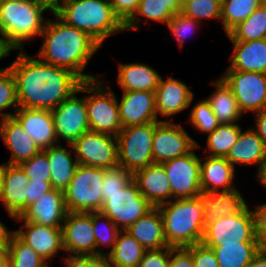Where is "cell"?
I'll return each mask as SVG.
<instances>
[{
    "mask_svg": "<svg viewBox=\"0 0 266 267\" xmlns=\"http://www.w3.org/2000/svg\"><path fill=\"white\" fill-rule=\"evenodd\" d=\"M42 151L48 158L52 188L63 191L71 182L79 165L76 157L72 158L73 153L60 143Z\"/></svg>",
    "mask_w": 266,
    "mask_h": 267,
    "instance_id": "cell-31",
    "label": "cell"
},
{
    "mask_svg": "<svg viewBox=\"0 0 266 267\" xmlns=\"http://www.w3.org/2000/svg\"><path fill=\"white\" fill-rule=\"evenodd\" d=\"M114 14L125 24L136 12L140 0H109Z\"/></svg>",
    "mask_w": 266,
    "mask_h": 267,
    "instance_id": "cell-50",
    "label": "cell"
},
{
    "mask_svg": "<svg viewBox=\"0 0 266 267\" xmlns=\"http://www.w3.org/2000/svg\"><path fill=\"white\" fill-rule=\"evenodd\" d=\"M261 4L262 0H222L221 22L226 35Z\"/></svg>",
    "mask_w": 266,
    "mask_h": 267,
    "instance_id": "cell-37",
    "label": "cell"
},
{
    "mask_svg": "<svg viewBox=\"0 0 266 267\" xmlns=\"http://www.w3.org/2000/svg\"><path fill=\"white\" fill-rule=\"evenodd\" d=\"M25 52L19 50L7 66L16 81L18 108L53 110L78 90L82 80L76 74Z\"/></svg>",
    "mask_w": 266,
    "mask_h": 267,
    "instance_id": "cell-1",
    "label": "cell"
},
{
    "mask_svg": "<svg viewBox=\"0 0 266 267\" xmlns=\"http://www.w3.org/2000/svg\"><path fill=\"white\" fill-rule=\"evenodd\" d=\"M13 117L41 150L58 144L51 110L18 108Z\"/></svg>",
    "mask_w": 266,
    "mask_h": 267,
    "instance_id": "cell-20",
    "label": "cell"
},
{
    "mask_svg": "<svg viewBox=\"0 0 266 267\" xmlns=\"http://www.w3.org/2000/svg\"><path fill=\"white\" fill-rule=\"evenodd\" d=\"M145 251L127 231H120L115 246L105 257L112 267H138Z\"/></svg>",
    "mask_w": 266,
    "mask_h": 267,
    "instance_id": "cell-33",
    "label": "cell"
},
{
    "mask_svg": "<svg viewBox=\"0 0 266 267\" xmlns=\"http://www.w3.org/2000/svg\"><path fill=\"white\" fill-rule=\"evenodd\" d=\"M222 0H187L183 3L182 13L198 22L202 19L221 21Z\"/></svg>",
    "mask_w": 266,
    "mask_h": 267,
    "instance_id": "cell-41",
    "label": "cell"
},
{
    "mask_svg": "<svg viewBox=\"0 0 266 267\" xmlns=\"http://www.w3.org/2000/svg\"><path fill=\"white\" fill-rule=\"evenodd\" d=\"M118 85L123 91H151L158 87L160 75L147 64L128 63L118 65Z\"/></svg>",
    "mask_w": 266,
    "mask_h": 267,
    "instance_id": "cell-30",
    "label": "cell"
},
{
    "mask_svg": "<svg viewBox=\"0 0 266 267\" xmlns=\"http://www.w3.org/2000/svg\"><path fill=\"white\" fill-rule=\"evenodd\" d=\"M228 35L235 41H255L266 38V4L262 3Z\"/></svg>",
    "mask_w": 266,
    "mask_h": 267,
    "instance_id": "cell-36",
    "label": "cell"
},
{
    "mask_svg": "<svg viewBox=\"0 0 266 267\" xmlns=\"http://www.w3.org/2000/svg\"><path fill=\"white\" fill-rule=\"evenodd\" d=\"M199 24L201 23L193 18L187 17L181 12L173 15L167 26L169 28L168 30L173 34V37L176 38L179 48L182 49L187 36L189 34L191 35V32L194 33L193 31L200 26Z\"/></svg>",
    "mask_w": 266,
    "mask_h": 267,
    "instance_id": "cell-46",
    "label": "cell"
},
{
    "mask_svg": "<svg viewBox=\"0 0 266 267\" xmlns=\"http://www.w3.org/2000/svg\"><path fill=\"white\" fill-rule=\"evenodd\" d=\"M25 229V230H24ZM15 234L32 247L48 264L58 252L63 250L62 227H51L23 221Z\"/></svg>",
    "mask_w": 266,
    "mask_h": 267,
    "instance_id": "cell-18",
    "label": "cell"
},
{
    "mask_svg": "<svg viewBox=\"0 0 266 267\" xmlns=\"http://www.w3.org/2000/svg\"><path fill=\"white\" fill-rule=\"evenodd\" d=\"M51 13H56L67 0H36Z\"/></svg>",
    "mask_w": 266,
    "mask_h": 267,
    "instance_id": "cell-57",
    "label": "cell"
},
{
    "mask_svg": "<svg viewBox=\"0 0 266 267\" xmlns=\"http://www.w3.org/2000/svg\"><path fill=\"white\" fill-rule=\"evenodd\" d=\"M201 148L199 143L188 154L162 163L169 179L172 199L201 196L200 157L194 152Z\"/></svg>",
    "mask_w": 266,
    "mask_h": 267,
    "instance_id": "cell-14",
    "label": "cell"
},
{
    "mask_svg": "<svg viewBox=\"0 0 266 267\" xmlns=\"http://www.w3.org/2000/svg\"><path fill=\"white\" fill-rule=\"evenodd\" d=\"M29 181L28 176L19 165H6L0 201L14 220L25 211V185Z\"/></svg>",
    "mask_w": 266,
    "mask_h": 267,
    "instance_id": "cell-25",
    "label": "cell"
},
{
    "mask_svg": "<svg viewBox=\"0 0 266 267\" xmlns=\"http://www.w3.org/2000/svg\"><path fill=\"white\" fill-rule=\"evenodd\" d=\"M119 107V118L123 127L145 125L159 120L156 113L155 92L123 91Z\"/></svg>",
    "mask_w": 266,
    "mask_h": 267,
    "instance_id": "cell-17",
    "label": "cell"
},
{
    "mask_svg": "<svg viewBox=\"0 0 266 267\" xmlns=\"http://www.w3.org/2000/svg\"><path fill=\"white\" fill-rule=\"evenodd\" d=\"M55 21L47 19L40 36L43 43L37 58L50 65L66 68L82 81L100 78L99 74L83 73L89 60L101 47L86 32L64 22L56 13Z\"/></svg>",
    "mask_w": 266,
    "mask_h": 267,
    "instance_id": "cell-2",
    "label": "cell"
},
{
    "mask_svg": "<svg viewBox=\"0 0 266 267\" xmlns=\"http://www.w3.org/2000/svg\"><path fill=\"white\" fill-rule=\"evenodd\" d=\"M0 138L11 152L10 165H20L41 151L14 117L0 119Z\"/></svg>",
    "mask_w": 266,
    "mask_h": 267,
    "instance_id": "cell-21",
    "label": "cell"
},
{
    "mask_svg": "<svg viewBox=\"0 0 266 267\" xmlns=\"http://www.w3.org/2000/svg\"><path fill=\"white\" fill-rule=\"evenodd\" d=\"M157 208L162 215L169 246L187 247L201 243L206 226L201 196L172 199Z\"/></svg>",
    "mask_w": 266,
    "mask_h": 267,
    "instance_id": "cell-3",
    "label": "cell"
},
{
    "mask_svg": "<svg viewBox=\"0 0 266 267\" xmlns=\"http://www.w3.org/2000/svg\"><path fill=\"white\" fill-rule=\"evenodd\" d=\"M63 258L65 267H79V258H66L64 255Z\"/></svg>",
    "mask_w": 266,
    "mask_h": 267,
    "instance_id": "cell-61",
    "label": "cell"
},
{
    "mask_svg": "<svg viewBox=\"0 0 266 267\" xmlns=\"http://www.w3.org/2000/svg\"><path fill=\"white\" fill-rule=\"evenodd\" d=\"M156 113L163 117L175 115L189 108L194 100V92L182 81L168 76L166 80L160 77L155 90Z\"/></svg>",
    "mask_w": 266,
    "mask_h": 267,
    "instance_id": "cell-22",
    "label": "cell"
},
{
    "mask_svg": "<svg viewBox=\"0 0 266 267\" xmlns=\"http://www.w3.org/2000/svg\"><path fill=\"white\" fill-rule=\"evenodd\" d=\"M7 164L8 163L6 162V163L0 165V192H1V188H2L3 174H4V171H5Z\"/></svg>",
    "mask_w": 266,
    "mask_h": 267,
    "instance_id": "cell-63",
    "label": "cell"
},
{
    "mask_svg": "<svg viewBox=\"0 0 266 267\" xmlns=\"http://www.w3.org/2000/svg\"><path fill=\"white\" fill-rule=\"evenodd\" d=\"M125 231L146 250H159L169 246L165 238L162 215L157 207L136 220Z\"/></svg>",
    "mask_w": 266,
    "mask_h": 267,
    "instance_id": "cell-28",
    "label": "cell"
},
{
    "mask_svg": "<svg viewBox=\"0 0 266 267\" xmlns=\"http://www.w3.org/2000/svg\"><path fill=\"white\" fill-rule=\"evenodd\" d=\"M255 115V127L253 130L260 136L266 147V109L259 111Z\"/></svg>",
    "mask_w": 266,
    "mask_h": 267,
    "instance_id": "cell-53",
    "label": "cell"
},
{
    "mask_svg": "<svg viewBox=\"0 0 266 267\" xmlns=\"http://www.w3.org/2000/svg\"><path fill=\"white\" fill-rule=\"evenodd\" d=\"M238 242H258L253 211L247 206L242 212L224 216L206 223L201 243L205 246H222Z\"/></svg>",
    "mask_w": 266,
    "mask_h": 267,
    "instance_id": "cell-10",
    "label": "cell"
},
{
    "mask_svg": "<svg viewBox=\"0 0 266 267\" xmlns=\"http://www.w3.org/2000/svg\"><path fill=\"white\" fill-rule=\"evenodd\" d=\"M234 46L231 63L226 70L260 72L266 74V38L255 41H235L228 34Z\"/></svg>",
    "mask_w": 266,
    "mask_h": 267,
    "instance_id": "cell-26",
    "label": "cell"
},
{
    "mask_svg": "<svg viewBox=\"0 0 266 267\" xmlns=\"http://www.w3.org/2000/svg\"><path fill=\"white\" fill-rule=\"evenodd\" d=\"M8 0H0V4L7 2Z\"/></svg>",
    "mask_w": 266,
    "mask_h": 267,
    "instance_id": "cell-64",
    "label": "cell"
},
{
    "mask_svg": "<svg viewBox=\"0 0 266 267\" xmlns=\"http://www.w3.org/2000/svg\"><path fill=\"white\" fill-rule=\"evenodd\" d=\"M10 51H12V49L6 44L4 38L1 36L0 37V60L2 58L8 57L10 55ZM6 69L7 67L0 68V72Z\"/></svg>",
    "mask_w": 266,
    "mask_h": 267,
    "instance_id": "cell-59",
    "label": "cell"
},
{
    "mask_svg": "<svg viewBox=\"0 0 266 267\" xmlns=\"http://www.w3.org/2000/svg\"><path fill=\"white\" fill-rule=\"evenodd\" d=\"M79 267H112L105 256L79 258Z\"/></svg>",
    "mask_w": 266,
    "mask_h": 267,
    "instance_id": "cell-54",
    "label": "cell"
},
{
    "mask_svg": "<svg viewBox=\"0 0 266 267\" xmlns=\"http://www.w3.org/2000/svg\"><path fill=\"white\" fill-rule=\"evenodd\" d=\"M166 7L173 15L181 13L183 3L181 0H154Z\"/></svg>",
    "mask_w": 266,
    "mask_h": 267,
    "instance_id": "cell-56",
    "label": "cell"
},
{
    "mask_svg": "<svg viewBox=\"0 0 266 267\" xmlns=\"http://www.w3.org/2000/svg\"><path fill=\"white\" fill-rule=\"evenodd\" d=\"M221 78L231 88L243 115L266 109V74L226 70Z\"/></svg>",
    "mask_w": 266,
    "mask_h": 267,
    "instance_id": "cell-12",
    "label": "cell"
},
{
    "mask_svg": "<svg viewBox=\"0 0 266 267\" xmlns=\"http://www.w3.org/2000/svg\"><path fill=\"white\" fill-rule=\"evenodd\" d=\"M78 164L108 169L118 165L117 137L88 130L73 144Z\"/></svg>",
    "mask_w": 266,
    "mask_h": 267,
    "instance_id": "cell-11",
    "label": "cell"
},
{
    "mask_svg": "<svg viewBox=\"0 0 266 267\" xmlns=\"http://www.w3.org/2000/svg\"><path fill=\"white\" fill-rule=\"evenodd\" d=\"M170 246L159 250H146L138 267H169Z\"/></svg>",
    "mask_w": 266,
    "mask_h": 267,
    "instance_id": "cell-47",
    "label": "cell"
},
{
    "mask_svg": "<svg viewBox=\"0 0 266 267\" xmlns=\"http://www.w3.org/2000/svg\"><path fill=\"white\" fill-rule=\"evenodd\" d=\"M62 238L66 258L96 257L93 212H68L62 224Z\"/></svg>",
    "mask_w": 266,
    "mask_h": 267,
    "instance_id": "cell-13",
    "label": "cell"
},
{
    "mask_svg": "<svg viewBox=\"0 0 266 267\" xmlns=\"http://www.w3.org/2000/svg\"><path fill=\"white\" fill-rule=\"evenodd\" d=\"M258 172L255 175L257 180L260 182V184L264 187H266V158L262 162L261 166L259 169H257Z\"/></svg>",
    "mask_w": 266,
    "mask_h": 267,
    "instance_id": "cell-60",
    "label": "cell"
},
{
    "mask_svg": "<svg viewBox=\"0 0 266 267\" xmlns=\"http://www.w3.org/2000/svg\"><path fill=\"white\" fill-rule=\"evenodd\" d=\"M154 130L155 122L123 127L117 135L118 165L134 173L154 163L152 154Z\"/></svg>",
    "mask_w": 266,
    "mask_h": 267,
    "instance_id": "cell-9",
    "label": "cell"
},
{
    "mask_svg": "<svg viewBox=\"0 0 266 267\" xmlns=\"http://www.w3.org/2000/svg\"><path fill=\"white\" fill-rule=\"evenodd\" d=\"M198 142L180 125L169 121L155 122L152 154L154 163H164L190 153Z\"/></svg>",
    "mask_w": 266,
    "mask_h": 267,
    "instance_id": "cell-16",
    "label": "cell"
},
{
    "mask_svg": "<svg viewBox=\"0 0 266 267\" xmlns=\"http://www.w3.org/2000/svg\"><path fill=\"white\" fill-rule=\"evenodd\" d=\"M51 189L53 188L50 182L29 181V183L25 185V210L29 205L36 202Z\"/></svg>",
    "mask_w": 266,
    "mask_h": 267,
    "instance_id": "cell-51",
    "label": "cell"
},
{
    "mask_svg": "<svg viewBox=\"0 0 266 267\" xmlns=\"http://www.w3.org/2000/svg\"><path fill=\"white\" fill-rule=\"evenodd\" d=\"M248 267H266V249L262 248Z\"/></svg>",
    "mask_w": 266,
    "mask_h": 267,
    "instance_id": "cell-58",
    "label": "cell"
},
{
    "mask_svg": "<svg viewBox=\"0 0 266 267\" xmlns=\"http://www.w3.org/2000/svg\"><path fill=\"white\" fill-rule=\"evenodd\" d=\"M216 90L206 98L220 124L237 123L243 116L231 88L220 77L212 81Z\"/></svg>",
    "mask_w": 266,
    "mask_h": 267,
    "instance_id": "cell-32",
    "label": "cell"
},
{
    "mask_svg": "<svg viewBox=\"0 0 266 267\" xmlns=\"http://www.w3.org/2000/svg\"><path fill=\"white\" fill-rule=\"evenodd\" d=\"M234 167L235 165H257L260 168L266 158V147L260 136L249 128L241 131L237 142L231 147L225 157Z\"/></svg>",
    "mask_w": 266,
    "mask_h": 267,
    "instance_id": "cell-29",
    "label": "cell"
},
{
    "mask_svg": "<svg viewBox=\"0 0 266 267\" xmlns=\"http://www.w3.org/2000/svg\"><path fill=\"white\" fill-rule=\"evenodd\" d=\"M207 247L214 251L219 267H248L262 249L259 242H238V244Z\"/></svg>",
    "mask_w": 266,
    "mask_h": 267,
    "instance_id": "cell-34",
    "label": "cell"
},
{
    "mask_svg": "<svg viewBox=\"0 0 266 267\" xmlns=\"http://www.w3.org/2000/svg\"><path fill=\"white\" fill-rule=\"evenodd\" d=\"M0 267H8V250H0Z\"/></svg>",
    "mask_w": 266,
    "mask_h": 267,
    "instance_id": "cell-62",
    "label": "cell"
},
{
    "mask_svg": "<svg viewBox=\"0 0 266 267\" xmlns=\"http://www.w3.org/2000/svg\"><path fill=\"white\" fill-rule=\"evenodd\" d=\"M12 109L13 113H6L3 110ZM18 109V99L16 90V81L7 68L0 72V119L6 117H13Z\"/></svg>",
    "mask_w": 266,
    "mask_h": 267,
    "instance_id": "cell-42",
    "label": "cell"
},
{
    "mask_svg": "<svg viewBox=\"0 0 266 267\" xmlns=\"http://www.w3.org/2000/svg\"><path fill=\"white\" fill-rule=\"evenodd\" d=\"M8 267H49V265L14 233L8 248Z\"/></svg>",
    "mask_w": 266,
    "mask_h": 267,
    "instance_id": "cell-38",
    "label": "cell"
},
{
    "mask_svg": "<svg viewBox=\"0 0 266 267\" xmlns=\"http://www.w3.org/2000/svg\"><path fill=\"white\" fill-rule=\"evenodd\" d=\"M205 224L224 216L242 212L247 203L237 188L228 191H217L201 194Z\"/></svg>",
    "mask_w": 266,
    "mask_h": 267,
    "instance_id": "cell-27",
    "label": "cell"
},
{
    "mask_svg": "<svg viewBox=\"0 0 266 267\" xmlns=\"http://www.w3.org/2000/svg\"><path fill=\"white\" fill-rule=\"evenodd\" d=\"M133 179V173L117 165L104 169L102 194H113L124 188Z\"/></svg>",
    "mask_w": 266,
    "mask_h": 267,
    "instance_id": "cell-45",
    "label": "cell"
},
{
    "mask_svg": "<svg viewBox=\"0 0 266 267\" xmlns=\"http://www.w3.org/2000/svg\"><path fill=\"white\" fill-rule=\"evenodd\" d=\"M242 131L237 123L220 124L212 133L207 136L208 156L226 157L231 147L237 142Z\"/></svg>",
    "mask_w": 266,
    "mask_h": 267,
    "instance_id": "cell-35",
    "label": "cell"
},
{
    "mask_svg": "<svg viewBox=\"0 0 266 267\" xmlns=\"http://www.w3.org/2000/svg\"><path fill=\"white\" fill-rule=\"evenodd\" d=\"M189 114L192 127L201 133H212L220 125L206 98L197 102Z\"/></svg>",
    "mask_w": 266,
    "mask_h": 267,
    "instance_id": "cell-43",
    "label": "cell"
},
{
    "mask_svg": "<svg viewBox=\"0 0 266 267\" xmlns=\"http://www.w3.org/2000/svg\"><path fill=\"white\" fill-rule=\"evenodd\" d=\"M93 231L96 239V257L106 256V252L101 250V247H110L111 251L121 230L108 216L93 212Z\"/></svg>",
    "mask_w": 266,
    "mask_h": 267,
    "instance_id": "cell-40",
    "label": "cell"
},
{
    "mask_svg": "<svg viewBox=\"0 0 266 267\" xmlns=\"http://www.w3.org/2000/svg\"><path fill=\"white\" fill-rule=\"evenodd\" d=\"M14 233L15 231H9L0 221V250H8L11 237Z\"/></svg>",
    "mask_w": 266,
    "mask_h": 267,
    "instance_id": "cell-55",
    "label": "cell"
},
{
    "mask_svg": "<svg viewBox=\"0 0 266 267\" xmlns=\"http://www.w3.org/2000/svg\"><path fill=\"white\" fill-rule=\"evenodd\" d=\"M146 17L145 24L148 20L168 24L173 14L163 5L154 0H140L138 8L134 15L124 24L125 30L139 29L142 18Z\"/></svg>",
    "mask_w": 266,
    "mask_h": 267,
    "instance_id": "cell-39",
    "label": "cell"
},
{
    "mask_svg": "<svg viewBox=\"0 0 266 267\" xmlns=\"http://www.w3.org/2000/svg\"><path fill=\"white\" fill-rule=\"evenodd\" d=\"M67 213L63 191L53 188L29 205L15 220L20 223L29 221L45 226L62 227Z\"/></svg>",
    "mask_w": 266,
    "mask_h": 267,
    "instance_id": "cell-19",
    "label": "cell"
},
{
    "mask_svg": "<svg viewBox=\"0 0 266 267\" xmlns=\"http://www.w3.org/2000/svg\"><path fill=\"white\" fill-rule=\"evenodd\" d=\"M30 181L50 182V167L47 155L41 150L31 159L19 165Z\"/></svg>",
    "mask_w": 266,
    "mask_h": 267,
    "instance_id": "cell-44",
    "label": "cell"
},
{
    "mask_svg": "<svg viewBox=\"0 0 266 267\" xmlns=\"http://www.w3.org/2000/svg\"><path fill=\"white\" fill-rule=\"evenodd\" d=\"M235 167L225 157H200V186L203 193L228 191L234 186Z\"/></svg>",
    "mask_w": 266,
    "mask_h": 267,
    "instance_id": "cell-24",
    "label": "cell"
},
{
    "mask_svg": "<svg viewBox=\"0 0 266 267\" xmlns=\"http://www.w3.org/2000/svg\"><path fill=\"white\" fill-rule=\"evenodd\" d=\"M47 9L36 0H8L0 4V35L12 50H24V43L41 35Z\"/></svg>",
    "mask_w": 266,
    "mask_h": 267,
    "instance_id": "cell-5",
    "label": "cell"
},
{
    "mask_svg": "<svg viewBox=\"0 0 266 267\" xmlns=\"http://www.w3.org/2000/svg\"><path fill=\"white\" fill-rule=\"evenodd\" d=\"M104 169L79 164L63 190L68 212H99L102 207Z\"/></svg>",
    "mask_w": 266,
    "mask_h": 267,
    "instance_id": "cell-7",
    "label": "cell"
},
{
    "mask_svg": "<svg viewBox=\"0 0 266 267\" xmlns=\"http://www.w3.org/2000/svg\"><path fill=\"white\" fill-rule=\"evenodd\" d=\"M101 79L103 78L82 81L79 86V92L88 93L86 108L89 129L117 137L123 128L119 118L117 97L111 87L107 88Z\"/></svg>",
    "mask_w": 266,
    "mask_h": 267,
    "instance_id": "cell-6",
    "label": "cell"
},
{
    "mask_svg": "<svg viewBox=\"0 0 266 267\" xmlns=\"http://www.w3.org/2000/svg\"><path fill=\"white\" fill-rule=\"evenodd\" d=\"M153 208L132 179L118 192L102 194V207L99 212L108 216L121 231H125Z\"/></svg>",
    "mask_w": 266,
    "mask_h": 267,
    "instance_id": "cell-8",
    "label": "cell"
},
{
    "mask_svg": "<svg viewBox=\"0 0 266 267\" xmlns=\"http://www.w3.org/2000/svg\"><path fill=\"white\" fill-rule=\"evenodd\" d=\"M169 267H194L192 245L187 247L170 246Z\"/></svg>",
    "mask_w": 266,
    "mask_h": 267,
    "instance_id": "cell-49",
    "label": "cell"
},
{
    "mask_svg": "<svg viewBox=\"0 0 266 267\" xmlns=\"http://www.w3.org/2000/svg\"><path fill=\"white\" fill-rule=\"evenodd\" d=\"M194 267H219L218 260L212 248L202 243L192 245Z\"/></svg>",
    "mask_w": 266,
    "mask_h": 267,
    "instance_id": "cell-48",
    "label": "cell"
},
{
    "mask_svg": "<svg viewBox=\"0 0 266 267\" xmlns=\"http://www.w3.org/2000/svg\"><path fill=\"white\" fill-rule=\"evenodd\" d=\"M76 93H79V88L59 106L51 110L58 143L62 138L67 144H73L80 136L90 130L86 95L79 98Z\"/></svg>",
    "mask_w": 266,
    "mask_h": 267,
    "instance_id": "cell-15",
    "label": "cell"
},
{
    "mask_svg": "<svg viewBox=\"0 0 266 267\" xmlns=\"http://www.w3.org/2000/svg\"><path fill=\"white\" fill-rule=\"evenodd\" d=\"M140 193L154 206L170 202L172 190L165 169L160 163L149 164L133 173Z\"/></svg>",
    "mask_w": 266,
    "mask_h": 267,
    "instance_id": "cell-23",
    "label": "cell"
},
{
    "mask_svg": "<svg viewBox=\"0 0 266 267\" xmlns=\"http://www.w3.org/2000/svg\"><path fill=\"white\" fill-rule=\"evenodd\" d=\"M56 14L68 25L86 32L101 47L109 36L125 31L109 0H67Z\"/></svg>",
    "mask_w": 266,
    "mask_h": 267,
    "instance_id": "cell-4",
    "label": "cell"
},
{
    "mask_svg": "<svg viewBox=\"0 0 266 267\" xmlns=\"http://www.w3.org/2000/svg\"><path fill=\"white\" fill-rule=\"evenodd\" d=\"M252 209L255 220L256 239L266 249V203Z\"/></svg>",
    "mask_w": 266,
    "mask_h": 267,
    "instance_id": "cell-52",
    "label": "cell"
}]
</instances>
